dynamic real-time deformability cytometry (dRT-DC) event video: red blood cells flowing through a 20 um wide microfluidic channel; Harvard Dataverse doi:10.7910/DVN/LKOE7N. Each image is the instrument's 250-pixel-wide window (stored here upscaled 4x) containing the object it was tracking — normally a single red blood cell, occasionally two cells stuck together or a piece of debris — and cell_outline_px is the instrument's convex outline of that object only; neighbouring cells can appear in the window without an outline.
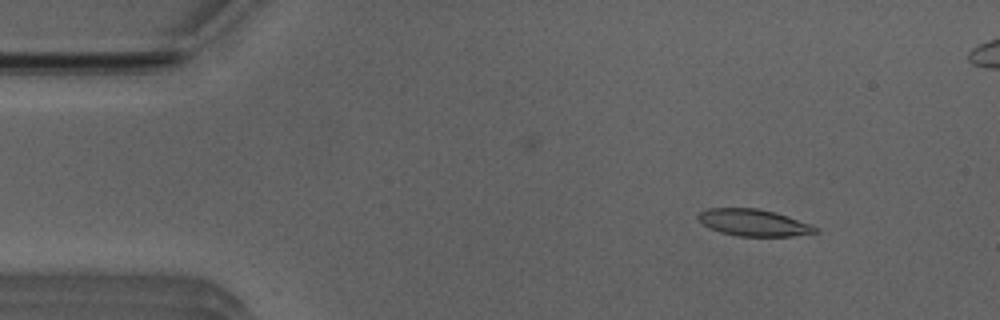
{"species": "Egyptian fruit bat (a non-hibernating species)", "species_latin": "Rousettus aegyptiacus", "temperature_condition": "room temperature", "stored_images_in_passage": 9, "camera_frame_rate_fps": 3000, "um_per_image_px": 0.085, "animal": {"sex": "male"}, "frame": {"image": 1, "passage_image": 5, "time_ms": 1.333, "image_size_px": [1000, 320], "cell_outline_px": [[820, 232], [792, 236], [736, 236], [720, 232], [708, 228], [696, 216], [700, 212], [708, 208], [756, 208], [772, 212], [812, 224]], "centroid_in_image_um": [64.04, 18.93], "position_along_channel_um": 21.0, "area_um2": 18.15}}